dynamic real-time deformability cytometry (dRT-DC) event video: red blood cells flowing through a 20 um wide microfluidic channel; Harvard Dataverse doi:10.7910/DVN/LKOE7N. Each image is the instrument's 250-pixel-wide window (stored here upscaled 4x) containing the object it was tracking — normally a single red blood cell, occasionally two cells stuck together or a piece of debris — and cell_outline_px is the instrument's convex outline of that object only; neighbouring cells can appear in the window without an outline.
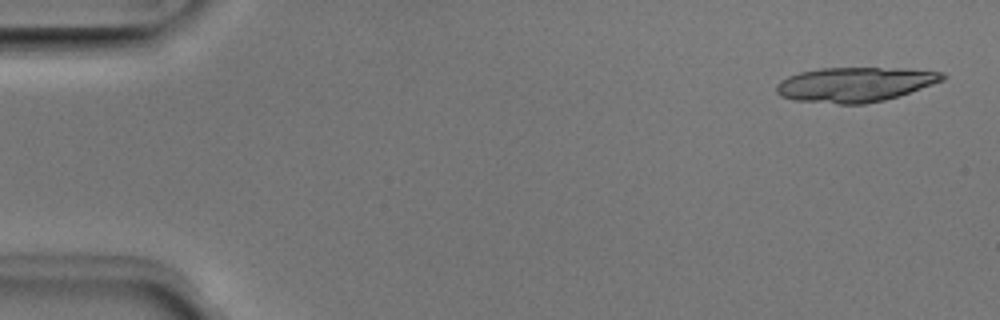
{"species": "Egyptian fruit bat (a non-hibernating species)", "species_latin": "Rousettus aegyptiacus", "temperature_condition": "room temperature", "stored_images_in_passage": 17, "camera_frame_rate_fps": 3000, "um_per_image_px": 0.085, "animal": {"sex": "male"}, "frame": {"image": 1, "passage_image": 2, "time_ms": 0.333, "image_size_px": [1000, 320], "cell_outline_px": [[948, 76], [944, 80], [884, 100], [864, 104], [836, 104], [792, 100], [780, 96], [776, 92], [776, 84], [780, 80], [788, 76], [800, 72], [820, 68], [904, 68], [944, 72]], "centroid_in_image_um": [72.64, 7.17], "position_along_channel_um": 12.4, "area_um2": 33.64}}